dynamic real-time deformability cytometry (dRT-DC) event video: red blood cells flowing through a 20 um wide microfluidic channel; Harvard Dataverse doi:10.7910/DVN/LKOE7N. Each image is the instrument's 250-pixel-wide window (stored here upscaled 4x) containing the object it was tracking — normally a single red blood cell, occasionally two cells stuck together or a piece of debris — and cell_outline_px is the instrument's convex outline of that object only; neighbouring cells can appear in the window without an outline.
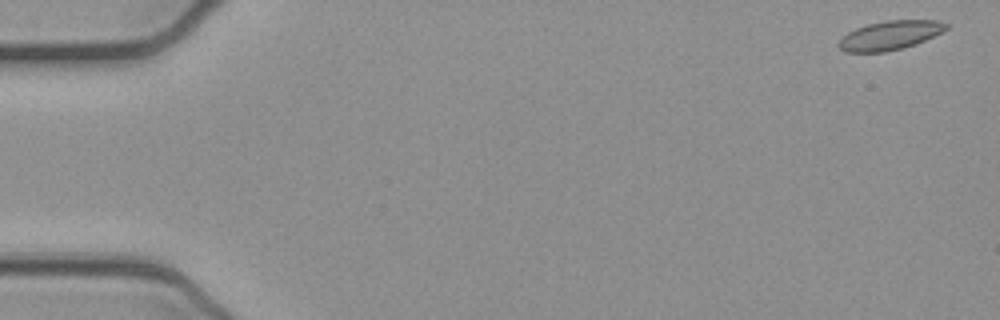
{"species": "common noctule bat (a hibernating species)", "species_latin": "Nyctalus noctula", "temperature_condition": "cold", "stored_images_in_passage": 52, "camera_frame_rate_fps": 3000, "um_per_image_px": 0.085, "animal": {"sex": "female", "body_mass_g": 21.9}, "frame": {"image": 1, "passage_image": 1, "time_ms": 0.0, "image_size_px": [1000, 320], "cell_outline_px": [[948, 28], [916, 44], [884, 52], [844, 52], [836, 44], [848, 32], [856, 28], [868, 24], [888, 20], [936, 20], [948, 24]], "centroid_in_image_um": [75.61, 3.0], "position_along_channel_um": 9.4, "area_um2": 17.92}}
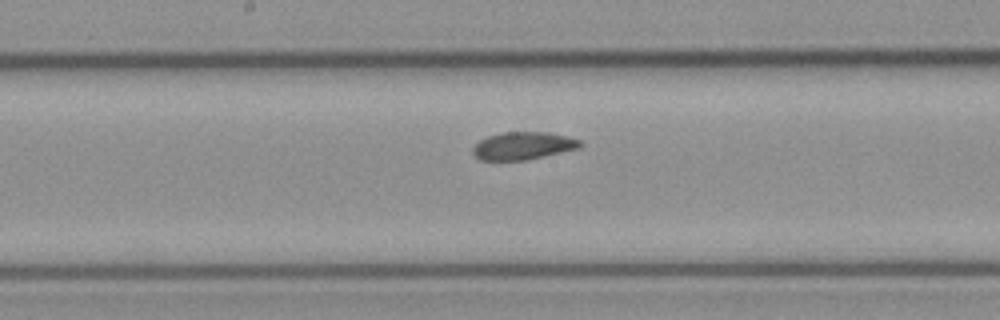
{"frame": {"image": 2, "passage_image": 27, "time_ms": 8.667, "image_size_px": [1000, 320], "cell_outline_px": [[584, 144], [580, 148], [528, 160], [480, 160], [472, 152], [472, 148], [480, 140], [488, 136], [500, 132], [544, 132], [568, 136], [580, 140]], "centroid_in_image_um": [44.49, 12.39], "position_along_channel_um": 203.7, "area_um2": 17.4}}
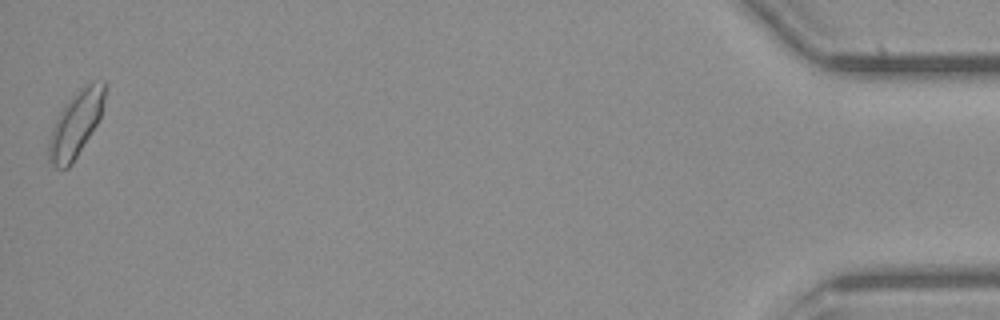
{"frame": {"image": 3, "passage_image": 52, "time_ms": 17.0, "image_size_px": [1000, 320], "cell_outline_px": [[104, 104], [100, 120], [72, 164], [68, 168], [56, 168], [48, 160], [48, 144], [52, 128], [64, 104], [80, 88], [92, 80], [104, 80]], "centroid_in_image_um": [6.45, 10.54], "position_along_channel_um": 428.7, "area_um2": 21.5}, "authors_computed_cell_mechanics": {"area_um2": 18.1492, "velocity_mm_per_s": 3.8887, "shape_relaxation_time_tau1_ms": null, "shape_relaxation_time_tau2_ms": 3.4747, "deformation_change_tau1": null, "deformation_change_tau2": 0.0658}}